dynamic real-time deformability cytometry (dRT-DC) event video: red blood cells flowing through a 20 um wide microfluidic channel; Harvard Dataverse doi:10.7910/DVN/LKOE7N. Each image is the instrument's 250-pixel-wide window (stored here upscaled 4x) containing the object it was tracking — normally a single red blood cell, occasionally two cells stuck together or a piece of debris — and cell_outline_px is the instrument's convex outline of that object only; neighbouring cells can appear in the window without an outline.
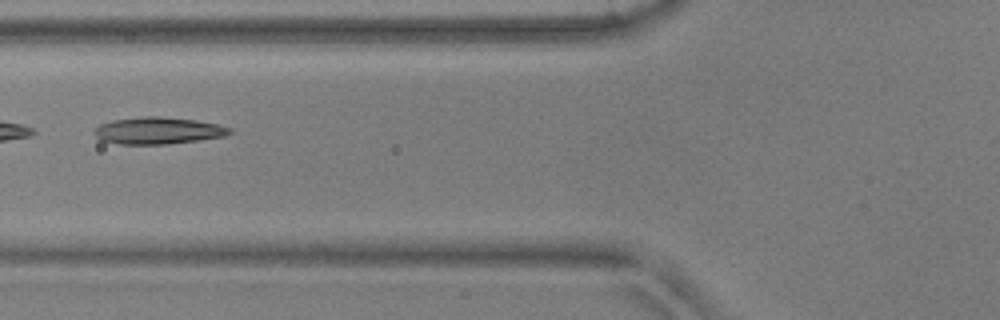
{"species": "common noctule bat (a hibernating species)", "species_latin": "Nyctalus noctula", "temperature_condition": "warm", "stored_images_in_passage": 15, "camera_frame_rate_fps": 3000, "um_per_image_px": 0.085, "animal": {"sex": "male", "body_mass_g": 17.9, "forearm_length_mm": 54.2}, "frame": {"image": 1, "passage_image": 11, "time_ms": 3.333, "image_size_px": [1000, 320], "cell_outline_px": [[232, 132], [224, 136], [168, 144], [120, 144], [100, 140], [92, 132], [100, 124], [112, 120], [144, 116], [160, 116], [196, 120], [216, 124], [232, 128]], "centroid_in_image_um": [13.41, 11.1], "position_along_channel_um": 112.4, "area_um2": 21.15}}